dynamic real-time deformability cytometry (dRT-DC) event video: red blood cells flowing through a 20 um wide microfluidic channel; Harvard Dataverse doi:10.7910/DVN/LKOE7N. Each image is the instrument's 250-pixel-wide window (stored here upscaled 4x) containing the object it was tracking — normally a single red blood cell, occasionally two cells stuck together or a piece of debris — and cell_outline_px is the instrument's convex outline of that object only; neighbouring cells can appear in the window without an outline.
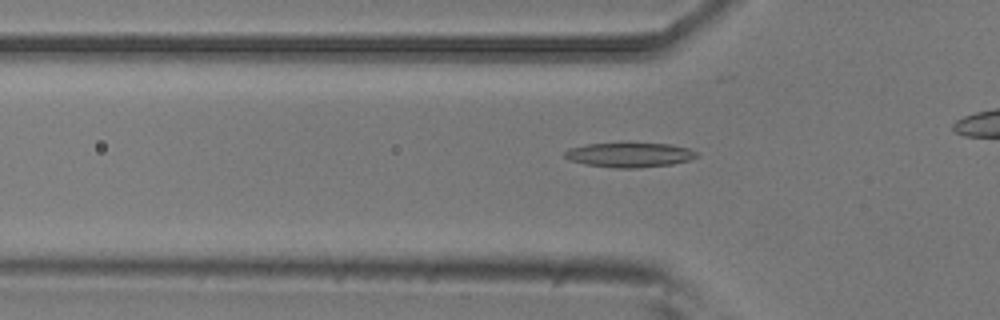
{"species": "common noctule bat (a hibernating species)", "species_latin": "Nyctalus noctula", "temperature_condition": "room temperature", "stored_images_in_passage": 40, "camera_frame_rate_fps": 3000, "um_per_image_px": 0.085, "animal": {"sex": "male", "body_mass_g": 20.5, "forearm_length_mm": 52.5}, "frame": {"image": 1, "passage_image": 14, "time_ms": 4.333, "image_size_px": [1000, 320], "cell_outline_px": [[700, 156], [688, 160], [672, 164], [640, 168], [616, 168], [584, 164], [568, 160], [564, 156], [564, 152], [568, 148], [588, 144], [624, 140], [672, 144], [688, 148], [696, 152]], "centroid_in_image_um": [53.49, 13.11], "position_along_channel_um": 72.3, "area_um2": 20.0}}
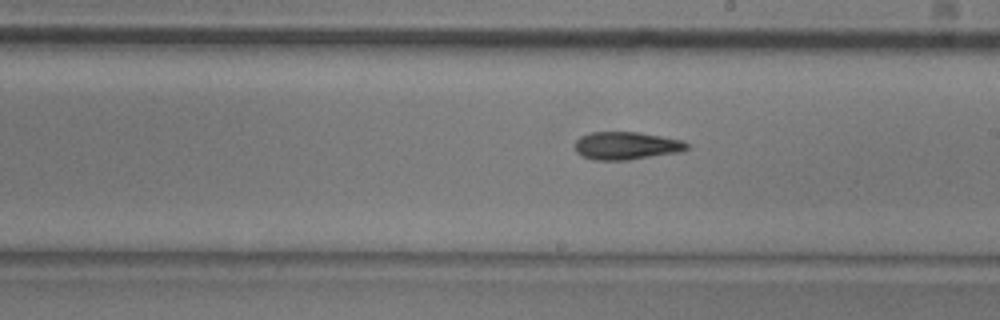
{"frame": {"image": 2, "passage_image": 27, "time_ms": 8.667, "image_size_px": [1000, 320], "cell_outline_px": [[692, 148], [680, 152], [628, 160], [592, 160], [580, 156], [576, 152], [576, 140], [580, 136], [592, 132], [640, 132], [684, 140]], "centroid_in_image_um": [53.27, 12.39], "position_along_channel_um": 235.7, "area_um2": 18.44}}
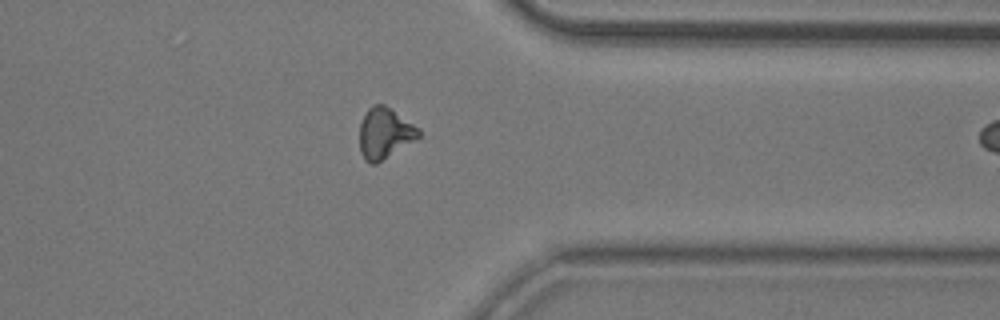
{"frame": {"image": 3, "passage_image": 39, "time_ms": 12.667, "image_size_px": [1000, 320], "cell_outline_px": [[420, 136], [376, 164], [372, 164], [364, 160], [360, 152], [360, 124], [368, 108], [372, 104], [384, 104], [392, 108], [420, 128]], "centroid_in_image_um": [32.69, 11.3], "position_along_channel_um": 378.7, "area_um2": 17.51}}